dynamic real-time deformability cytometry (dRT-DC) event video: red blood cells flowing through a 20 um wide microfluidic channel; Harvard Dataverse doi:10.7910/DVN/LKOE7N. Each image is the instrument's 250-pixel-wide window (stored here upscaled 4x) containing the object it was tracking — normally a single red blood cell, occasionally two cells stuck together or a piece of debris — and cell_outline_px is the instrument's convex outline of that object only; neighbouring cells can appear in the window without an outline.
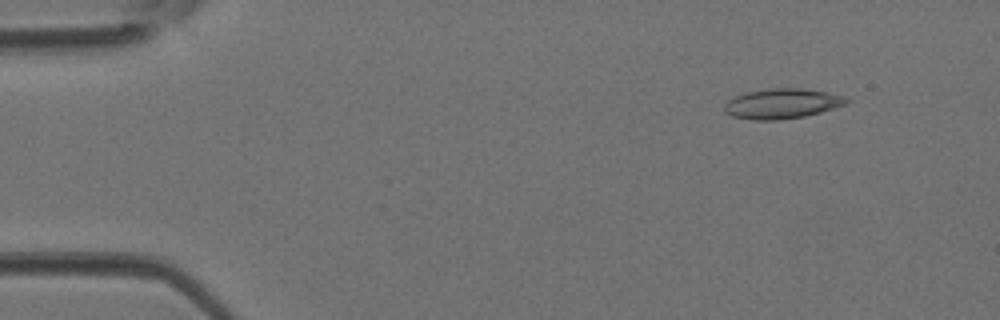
{"species": "Egyptian fruit bat (a non-hibernating species)", "species_latin": "Rousettus aegyptiacus", "temperature_condition": "room temperature", "stored_images_in_passage": 3, "camera_frame_rate_fps": 3000, "um_per_image_px": 0.085, "animal": {"sex": "female"}, "frame": {"image": 1, "passage_image": 1, "time_ms": 0.0, "image_size_px": [1000, 320], "cell_outline_px": [[852, 100], [844, 104], [820, 112], [804, 116], [780, 120], [752, 120], [732, 116], [724, 112], [724, 104], [728, 100], [736, 96], [748, 92], [768, 88], [804, 88], [828, 92], [848, 96]], "centroid_in_image_um": [66.49, 8.8], "position_along_channel_um": 18.5, "area_um2": 21.5}}
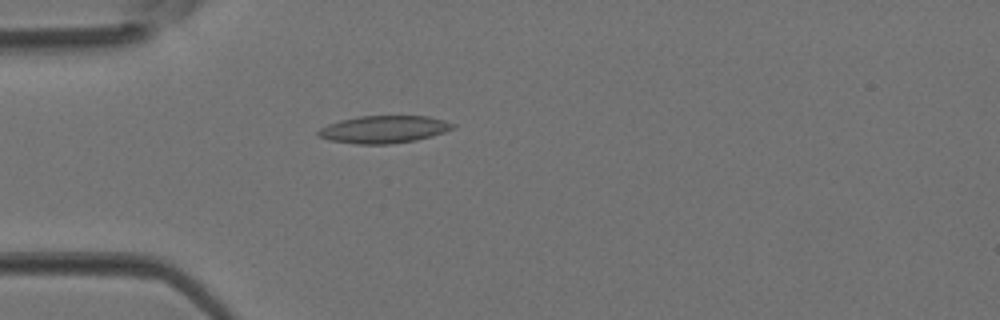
{"frame": {"image": 2, "passage_image": 3, "time_ms": 0.667, "image_size_px": [1000, 320], "cell_outline_px": [[456, 128], [432, 136], [416, 140], [388, 144], [356, 144], [332, 140], [316, 136], [316, 132], [320, 128], [328, 124], [340, 120], [360, 116], [428, 116], [444, 120], [456, 124]], "centroid_in_image_um": [32.64, 10.99], "position_along_channel_um": 52.4, "area_um2": 21.56}}